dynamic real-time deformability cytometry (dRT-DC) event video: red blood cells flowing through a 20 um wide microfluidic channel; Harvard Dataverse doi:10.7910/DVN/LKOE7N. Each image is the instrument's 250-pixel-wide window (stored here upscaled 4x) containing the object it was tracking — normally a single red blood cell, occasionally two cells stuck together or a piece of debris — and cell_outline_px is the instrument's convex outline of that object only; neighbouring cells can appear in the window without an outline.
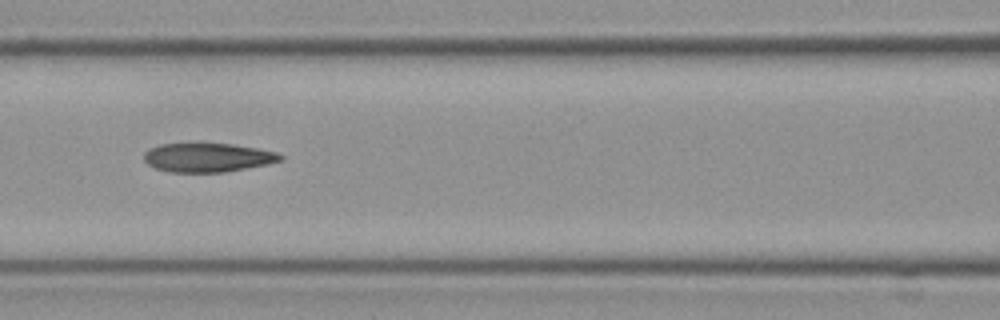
{"species": "Egyptian fruit bat (a non-hibernating species)", "species_latin": "Rousettus aegyptiacus", "temperature_condition": "cold", "stored_images_in_passage": 10, "segment_of_instrument_passage": [1, 2], "camera_frame_rate_fps": 3000, "um_per_image_px": 0.085, "frame": {"image": 1, "passage_image": 6, "time_ms": 1.667, "image_size_px": [1000, 320], "cell_outline_px": [[284, 160], [268, 164], [224, 172], [172, 172], [156, 168], [148, 164], [144, 160], [144, 152], [148, 148], [160, 144], [200, 140], [232, 144], [256, 148], [276, 152], [284, 156]], "centroid_in_image_um": [17.62, 13.33], "position_along_channel_um": 149.0, "area_um2": 23.93}}
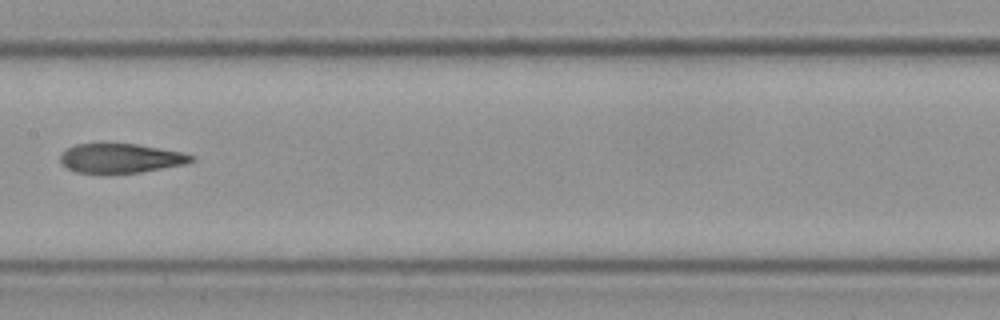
{"frame": {"image": 2, "passage_image": 7, "time_ms": 2.0, "image_size_px": [1000, 320], "cell_outline_px": [[196, 160], [188, 164], [140, 172], [76, 172], [60, 164], [60, 156], [68, 148], [76, 144], [136, 144], [184, 152], [196, 156]], "centroid_in_image_um": [10.34, 13.44], "position_along_channel_um": 197.1, "area_um2": 22.25}}
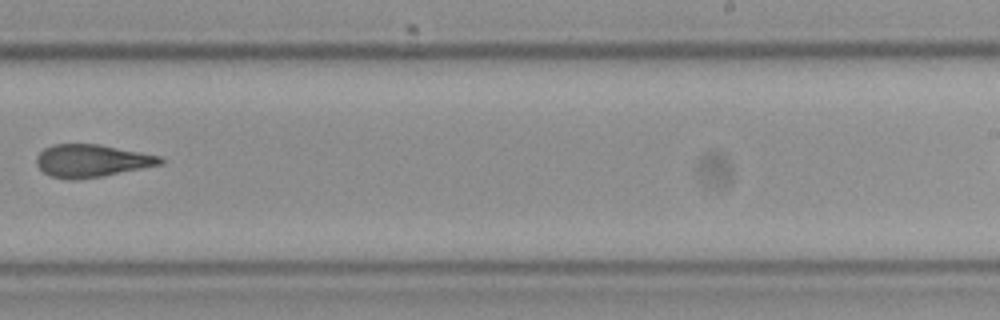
{"frame": {"image": 3, "passage_image": 9, "time_ms": 2.667, "image_size_px": [1000, 320], "cell_outline_px": [[164, 160], [160, 164], [100, 176], [72, 180], [52, 176], [44, 172], [36, 164], [36, 156], [44, 148], [52, 144], [100, 144], [160, 156]], "centroid_in_image_um": [7.74, 13.64], "position_along_channel_um": 281.3, "area_um2": 23.12}}